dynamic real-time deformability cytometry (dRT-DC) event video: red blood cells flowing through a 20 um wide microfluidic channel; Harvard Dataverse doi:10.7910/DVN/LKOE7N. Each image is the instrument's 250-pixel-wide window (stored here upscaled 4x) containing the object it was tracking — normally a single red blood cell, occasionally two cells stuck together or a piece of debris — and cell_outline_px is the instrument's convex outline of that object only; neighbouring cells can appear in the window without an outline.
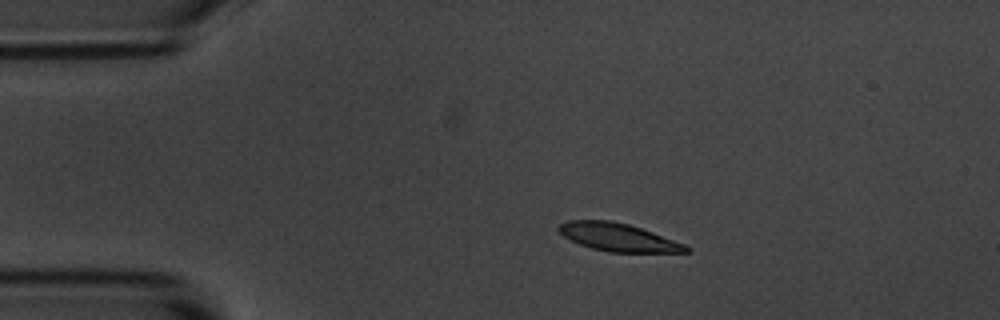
{"species": "common noctule bat (a hibernating species)", "species_latin": "Nyctalus noctula", "temperature_condition": "room temperature", "stored_images_in_passage": 4, "camera_frame_rate_fps": 3000, "um_per_image_px": 0.085, "animal": {"sex": "male", "body_mass_g": 20.1, "forearm_length_mm": 53.5}, "frame": {"image": 1, "passage_image": 2, "time_ms": 1.0, "image_size_px": [1000, 320], "cell_outline_px": [[692, 252], [608, 252], [592, 248], [580, 244], [564, 236], [556, 228], [560, 224], [568, 220], [612, 220], [628, 224], [652, 232], [684, 244], [692, 248]], "centroid_in_image_um": [52.55, 20.16], "position_along_channel_um": 32.5, "area_um2": 20.58}}
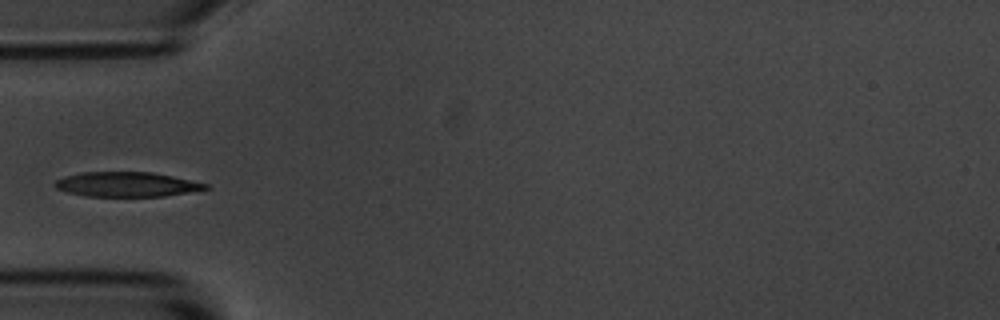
{"frame": {"image": 2, "passage_image": 4, "time_ms": 3.333, "image_size_px": [1000, 320], "cell_outline_px": [[208, 188], [164, 196], [88, 196], [68, 192], [56, 188], [52, 184], [56, 180], [64, 176], [84, 172], [152, 172], [172, 176], [208, 184]], "centroid_in_image_um": [10.71, 15.66], "position_along_channel_um": 74.3, "area_um2": 21.39}}